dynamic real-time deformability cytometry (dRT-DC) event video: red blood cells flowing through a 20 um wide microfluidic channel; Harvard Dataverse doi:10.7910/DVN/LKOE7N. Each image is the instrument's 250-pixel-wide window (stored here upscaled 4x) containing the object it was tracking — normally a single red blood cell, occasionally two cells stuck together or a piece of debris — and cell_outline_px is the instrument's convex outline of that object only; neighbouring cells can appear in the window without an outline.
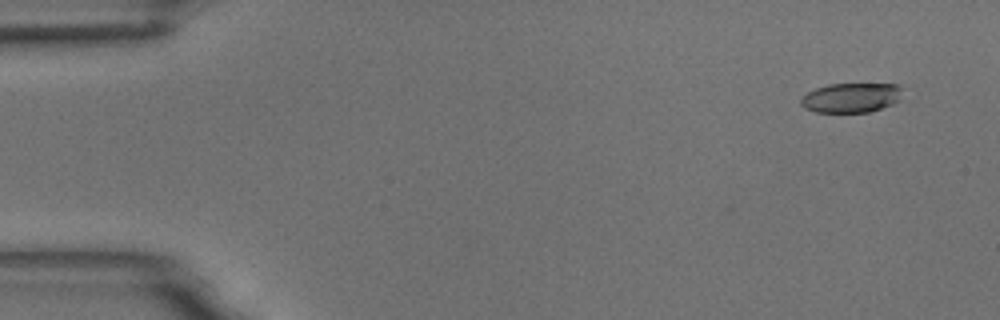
{"species": "common noctule bat (a hibernating species)", "species_latin": "Nyctalus noctula", "temperature_condition": "room temperature", "stored_images_in_passage": 8, "camera_frame_rate_fps": 3000, "um_per_image_px": 0.085, "animal": {"sex": "male", "body_mass_g": 18.8}, "frame": {"image": 1, "passage_image": 4, "time_ms": 1.0, "image_size_px": [1000, 320], "cell_outline_px": [[900, 100], [892, 104], [868, 112], [816, 112], [804, 108], [800, 104], [800, 100], [808, 92], [816, 88], [828, 84], [896, 84], [900, 88]], "centroid_in_image_um": [72.31, 8.31], "position_along_channel_um": 12.7, "area_um2": 17.34}}